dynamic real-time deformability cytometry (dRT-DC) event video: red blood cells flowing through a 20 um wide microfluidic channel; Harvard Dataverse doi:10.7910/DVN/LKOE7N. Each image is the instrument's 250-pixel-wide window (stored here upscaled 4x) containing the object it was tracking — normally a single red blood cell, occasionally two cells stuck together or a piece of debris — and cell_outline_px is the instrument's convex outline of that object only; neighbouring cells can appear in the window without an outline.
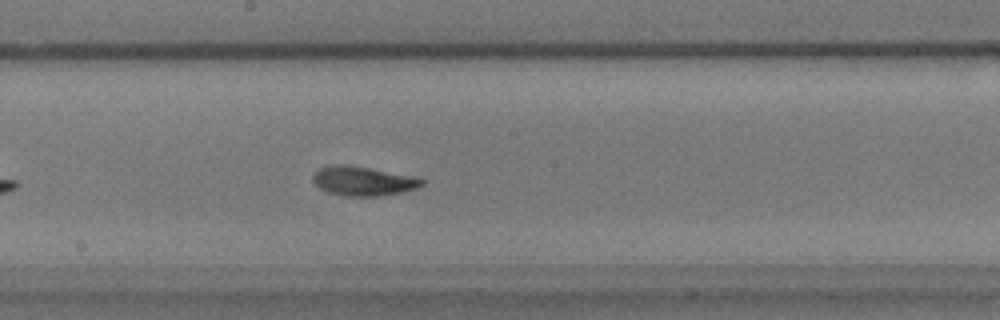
{"species": "common noctule bat (a hibernating species)", "species_latin": "Nyctalus noctula", "temperature_condition": "warm", "stored_images_in_passage": 42, "camera_frame_rate_fps": 3000, "um_per_image_px": 0.085, "animal": {"sex": "male", "body_mass_g": 17.9}, "frame": {"image": 1, "passage_image": 18, "time_ms": 5.667, "image_size_px": [1000, 320], "cell_outline_px": [[424, 184], [416, 188], [400, 192], [376, 196], [344, 196], [328, 192], [320, 188], [312, 180], [312, 176], [320, 168], [336, 164], [340, 164], [368, 168], [420, 176], [424, 180]], "centroid_in_image_um": [30.9, 15.38], "position_along_channel_um": 217.3, "area_um2": 18.5}}